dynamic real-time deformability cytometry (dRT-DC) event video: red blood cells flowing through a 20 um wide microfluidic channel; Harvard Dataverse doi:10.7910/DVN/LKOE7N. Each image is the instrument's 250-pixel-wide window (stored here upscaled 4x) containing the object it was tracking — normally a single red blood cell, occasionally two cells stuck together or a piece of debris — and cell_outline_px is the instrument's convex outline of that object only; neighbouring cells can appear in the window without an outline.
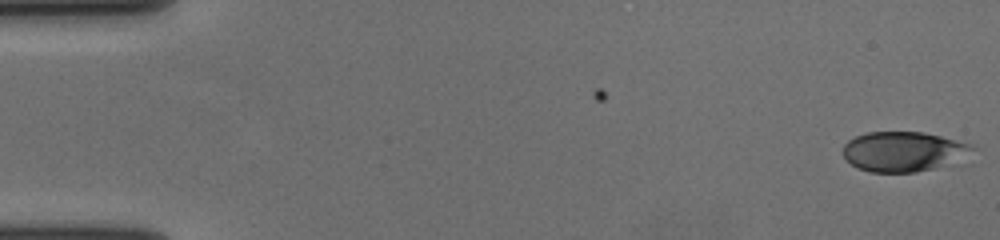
{"species": "human", "species_latin": "Homo sapiens", "temperature_condition": "cold", "stored_images_in_passage": 57, "camera_frame_rate_fps": 3000, "um_per_image_px": 0.085, "donor": {"sex": "female"}, "frame": {"image": 1, "passage_image": 1, "time_ms": 0.0, "image_size_px": [1000, 240], "cell_outline_px": [[980, 148], [972, 164], [916, 172], [872, 172], [856, 168], [844, 156], [844, 144], [848, 140], [856, 136], [868, 132], [924, 132], [976, 144]], "centroid_in_image_um": [77.14, 12.92], "position_along_channel_um": 7.9, "area_um2": 32.19}}
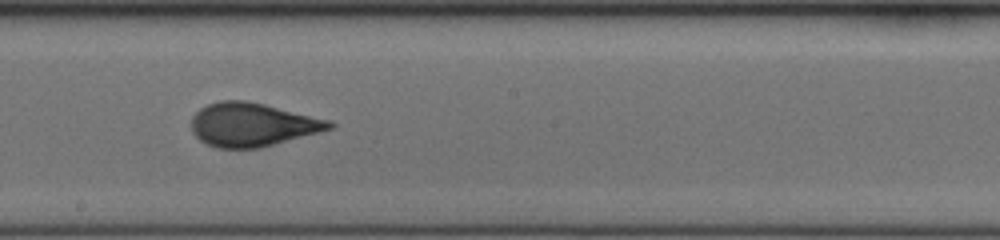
{"frame": {"image": 2, "passage_image": 32, "time_ms": 10.333, "image_size_px": [1000, 240], "cell_outline_px": [[336, 124], [332, 128], [260, 148], [216, 148], [200, 140], [192, 132], [192, 116], [200, 108], [208, 104], [220, 100], [244, 100], [264, 104], [328, 120]], "centroid_in_image_um": [21.4, 10.59], "position_along_channel_um": 226.8, "area_um2": 34.62}}
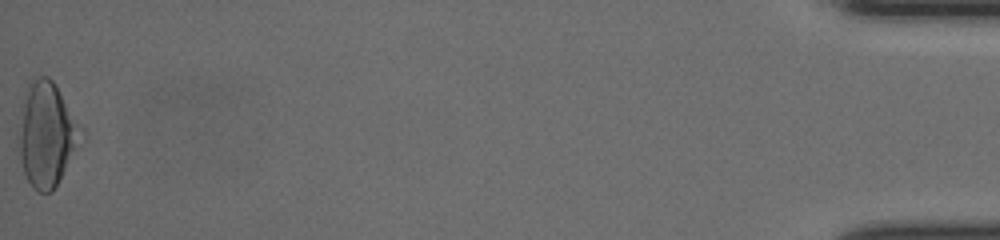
{"frame": {"image": 3, "passage_image": 57, "time_ms": 18.667, "image_size_px": [1000, 240], "cell_outline_px": [[84, 136], [52, 192], [40, 192], [28, 180], [24, 172], [20, 160], [16, 136], [20, 112], [28, 84], [32, 80], [40, 76], [48, 76], [56, 84], [84, 128]], "centroid_in_image_um": [3.97, 11.38], "position_along_channel_um": 431.2, "area_um2": 38.26}, "authors_computed_cell_mechanics": {"area_um2": 33.813, "velocity_mm_per_s": 3.6585, "shape_relaxation_time_tau1_ms": 4.3592, "shape_relaxation_time_tau2_ms": 0.7476, "deformation_change_tau1": 0.1598, "deformation_change_tau2": 0.0675}}